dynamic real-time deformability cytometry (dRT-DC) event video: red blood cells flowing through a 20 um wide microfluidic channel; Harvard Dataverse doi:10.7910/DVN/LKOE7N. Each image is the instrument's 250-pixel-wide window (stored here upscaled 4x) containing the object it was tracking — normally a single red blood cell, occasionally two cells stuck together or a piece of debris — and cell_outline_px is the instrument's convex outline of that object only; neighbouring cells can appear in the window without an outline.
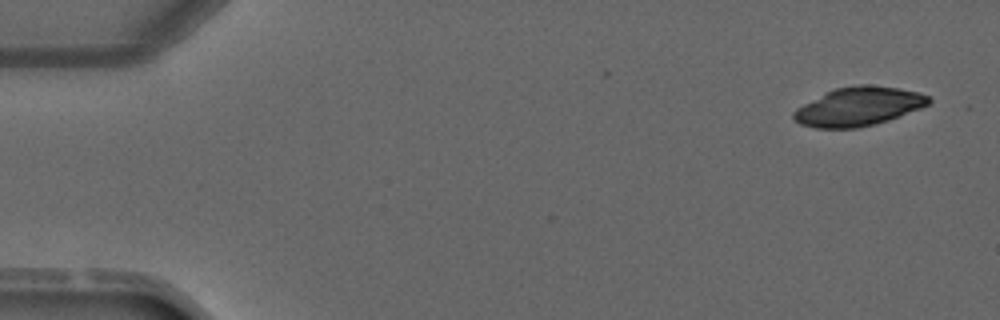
{"species": "common noctule bat (a hibernating species)", "species_latin": "Nyctalus noctula", "temperature_condition": "warm", "stored_images_in_passage": 5, "segment_of_instrument_passage": [2, 2], "camera_frame_rate_fps": 3000, "um_per_image_px": 0.085, "animal": {"sex": "male", "forearm_length_mm": 52.5}, "frame": {"image": 1, "passage_image": 5, "time_ms": 5.333, "image_size_px": [1000, 320], "cell_outline_px": [[932, 100], [928, 104], [920, 108], [888, 120], [876, 124], [856, 128], [816, 128], [800, 124], [792, 116], [792, 112], [796, 108], [836, 88], [860, 84], [868, 84], [900, 88], [916, 92], [928, 96]], "centroid_in_image_um": [72.97, 9.06], "position_along_channel_um": 12.0, "area_um2": 30.17}}